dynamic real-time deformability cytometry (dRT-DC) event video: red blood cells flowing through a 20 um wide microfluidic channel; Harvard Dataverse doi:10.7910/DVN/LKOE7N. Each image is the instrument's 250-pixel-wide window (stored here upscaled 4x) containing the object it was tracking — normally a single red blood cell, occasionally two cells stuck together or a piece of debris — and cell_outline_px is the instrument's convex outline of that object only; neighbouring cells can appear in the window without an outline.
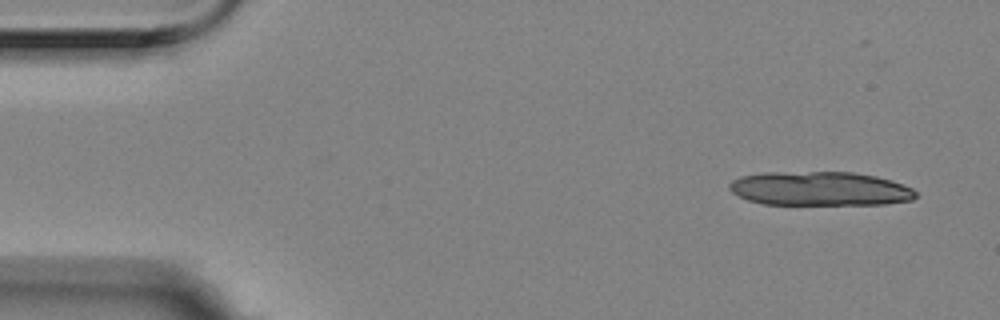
{"species": "Egyptian fruit bat (a non-hibernating species)", "species_latin": "Rousettus aegyptiacus", "temperature_condition": "room temperature", "stored_images_in_passage": 4, "camera_frame_rate_fps": 3000, "um_per_image_px": 0.085, "animal": {"sex": "female"}, "frame": {"image": 1, "passage_image": 1, "time_ms": 0.0, "image_size_px": [1000, 320], "cell_outline_px": [[916, 196], [912, 200], [888, 204], [764, 204], [748, 200], [732, 192], [728, 188], [728, 184], [732, 180], [740, 176], [764, 172], [852, 172], [876, 176], [892, 180], [904, 184], [912, 188], [916, 192]], "centroid_in_image_um": [69.7, 16.03], "position_along_channel_um": 15.3, "area_um2": 37.17}}